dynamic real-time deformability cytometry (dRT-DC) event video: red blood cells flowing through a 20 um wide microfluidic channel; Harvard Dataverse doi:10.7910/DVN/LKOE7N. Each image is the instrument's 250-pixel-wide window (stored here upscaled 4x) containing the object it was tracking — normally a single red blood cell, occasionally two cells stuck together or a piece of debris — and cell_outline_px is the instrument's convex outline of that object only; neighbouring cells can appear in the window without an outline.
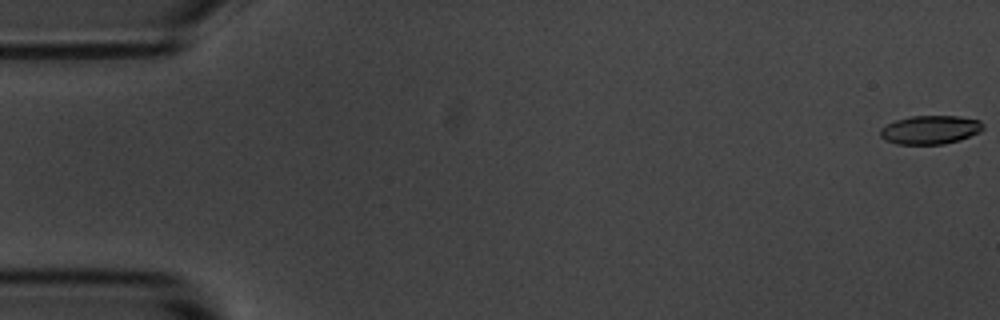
{"species": "common noctule bat (a hibernating species)", "species_latin": "Nyctalus noctula", "temperature_condition": "room temperature", "stored_images_in_passage": 56, "segment_of_instrument_passage": [1, 2], "camera_frame_rate_fps": 3000, "um_per_image_px": 0.085, "animal": {"sex": "male", "body_mass_g": 20.1, "forearm_length_mm": 53.5}, "frame": {"image": 1, "passage_image": 1, "time_ms": 0.0, "image_size_px": [1000, 320], "cell_outline_px": [[984, 128], [980, 132], [960, 140], [944, 144], [896, 144], [884, 140], [880, 136], [880, 128], [896, 120], [912, 116], [960, 116], [980, 120], [984, 124]], "centroid_in_image_um": [79.09, 11.03], "position_along_channel_um": 5.9, "area_um2": 17.28}}
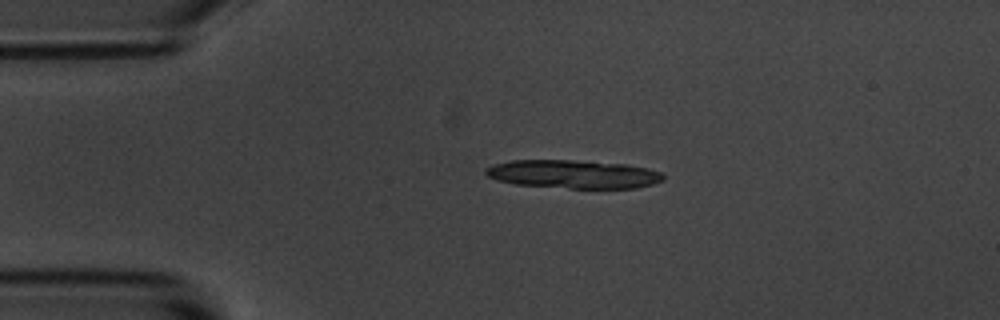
{"frame": {"image": 2, "passage_image": 12, "time_ms": 3.667, "image_size_px": [1000, 320], "cell_outline_px": [[664, 180], [652, 184], [636, 188], [568, 188], [516, 184], [500, 180], [488, 176], [484, 172], [484, 168], [492, 164], [512, 160], [572, 160], [628, 164], [648, 168], [660, 172], [664, 176]], "centroid_in_image_um": [48.74, 14.79], "position_along_channel_um": 36.3, "area_um2": 29.36}}